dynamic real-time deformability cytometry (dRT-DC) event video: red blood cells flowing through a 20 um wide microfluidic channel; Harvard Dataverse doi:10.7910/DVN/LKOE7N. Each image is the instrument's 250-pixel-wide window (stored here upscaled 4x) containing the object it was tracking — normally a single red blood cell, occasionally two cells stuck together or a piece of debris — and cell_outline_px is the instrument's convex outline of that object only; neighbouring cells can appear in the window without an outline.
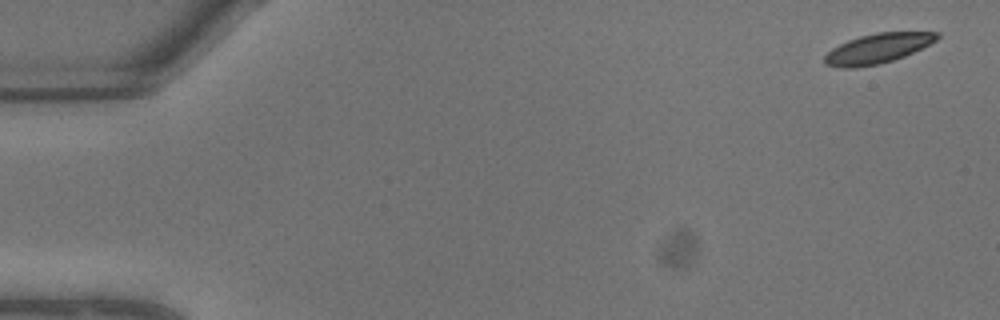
{"species": "common noctule bat (a hibernating species)", "species_latin": "Nyctalus noctula", "temperature_condition": "warm", "stored_images_in_passage": 11, "camera_frame_rate_fps": 3000, "um_per_image_px": 0.085, "animal": {"sex": "male", "body_mass_g": 13.3}, "frame": {"image": 1, "passage_image": 1, "time_ms": 0.0, "image_size_px": [1000, 320], "cell_outline_px": [[940, 36], [936, 40], [904, 56], [880, 64], [856, 68], [840, 68], [824, 64], [824, 56], [832, 48], [848, 40], [860, 36], [876, 32], [940, 32]], "centroid_in_image_um": [74.56, 4.12], "position_along_channel_um": 10.4, "area_um2": 19.42}}
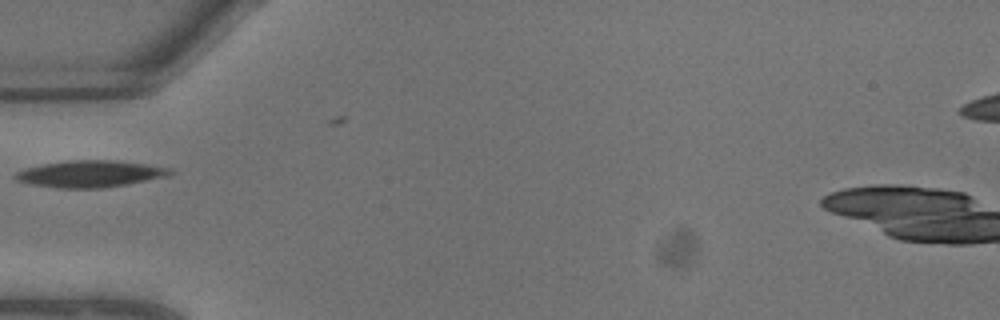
{"frame": {"image": 2, "passage_image": 8, "time_ms": 2.333, "image_size_px": [1000, 320], "cell_outline_px": [[172, 172], [168, 176], [124, 184], [100, 188], [60, 188], [32, 184], [16, 180], [12, 176], [16, 172], [24, 168], [44, 164], [68, 160], [112, 160], [148, 164], [172, 168]], "centroid_in_image_um": [7.63, 14.76], "position_along_channel_um": 77.4, "area_um2": 23.93}}
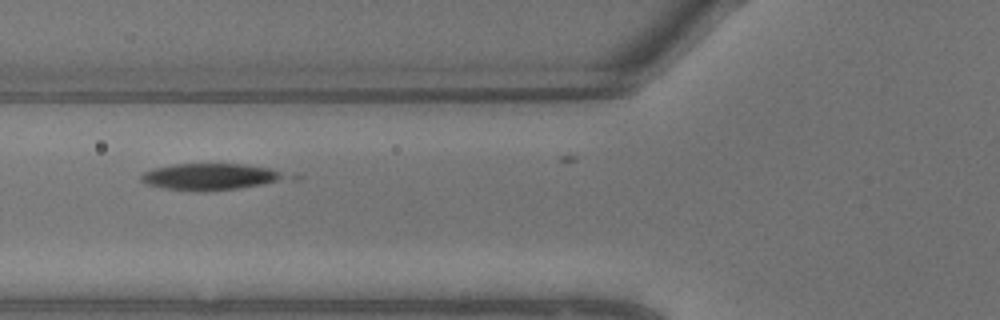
{"frame": {"image": 3, "passage_image": 9, "time_ms": 2.667, "image_size_px": [1000, 320], "cell_outline_px": [[304, 176], [300, 180], [240, 188], [204, 192], [200, 192], [168, 188], [148, 184], [140, 180], [140, 176], [144, 172], [156, 168], [176, 164], [244, 164], [268, 168]], "centroid_in_image_um": [18.24, 15.03], "position_along_channel_um": 107.6, "area_um2": 23.35}}